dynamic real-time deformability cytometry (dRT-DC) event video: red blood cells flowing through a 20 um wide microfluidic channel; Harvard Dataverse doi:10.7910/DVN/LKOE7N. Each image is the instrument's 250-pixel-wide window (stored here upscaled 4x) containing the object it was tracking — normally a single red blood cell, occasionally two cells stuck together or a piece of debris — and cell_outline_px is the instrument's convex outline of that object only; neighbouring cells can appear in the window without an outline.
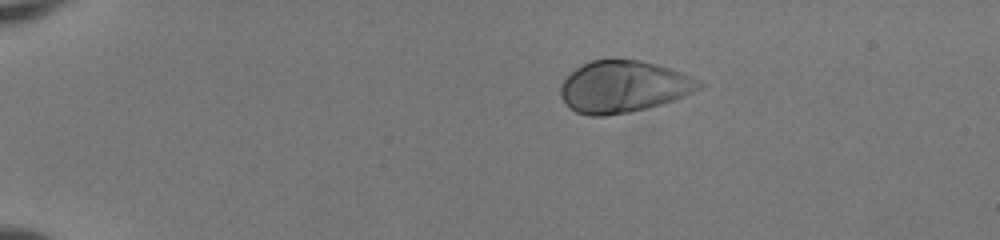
{"species": "human", "species_latin": "Homo sapiens", "temperature_condition": "room temperature", "stored_images_in_passage": 43, "camera_frame_rate_fps": 3000, "um_per_image_px": 0.085, "donor": {"sex": "female"}, "frame": {"image": 1, "passage_image": 1, "time_ms": 0.0, "image_size_px": [1000, 240], "cell_outline_px": [[704, 84], [700, 88], [684, 96], [648, 108], [628, 112], [604, 116], [588, 116], [576, 112], [560, 96], [560, 88], [564, 80], [576, 68], [592, 60], [640, 60], [656, 64], [680, 72], [700, 80]], "centroid_in_image_um": [52.99, 7.37], "position_along_channel_um": 32.0, "area_um2": 41.27}}
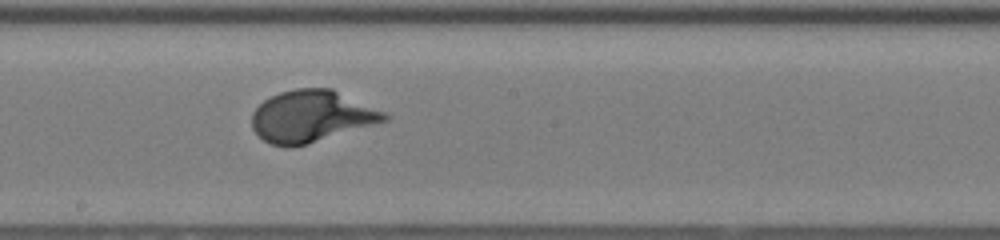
{"frame": {"image": 2, "passage_image": 22, "time_ms": 7.0, "image_size_px": [1000, 240], "cell_outline_px": [[388, 120], [304, 144], [288, 148], [272, 144], [264, 140], [252, 128], [252, 112], [264, 100], [280, 92], [296, 88], [332, 88], [384, 112], [388, 116]], "centroid_in_image_um": [26.43, 9.87], "position_along_channel_um": 221.8, "area_um2": 39.25}}
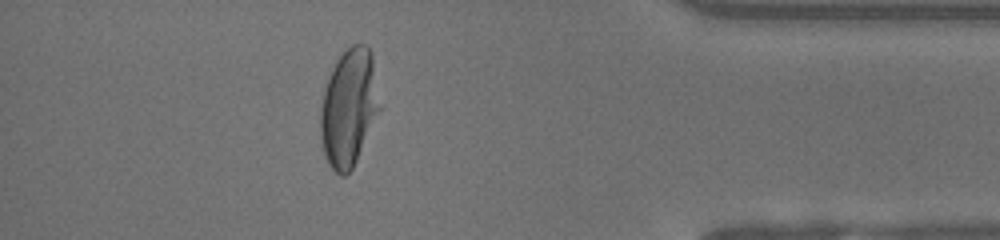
{"frame": {"image": 3, "passage_image": 38, "time_ms": 12.333, "image_size_px": [1000, 240], "cell_outline_px": [[380, 108], [356, 160], [352, 168], [344, 176], [340, 176], [328, 164], [324, 156], [320, 136], [320, 108], [324, 88], [332, 68], [336, 60], [352, 44], [368, 44], [372, 56]], "centroid_in_image_um": [29.62, 9.15], "position_along_channel_um": 405.6, "area_um2": 40.11}, "authors_computed_cell_mechanics": {"area_um2": 39.8242, "velocity_mm_per_s": 3.9571, "shape_relaxation_time_tau1_ms": 2.6467, "shape_relaxation_time_tau2_ms": null, "deformation_change_tau1": 0.1989, "deformation_change_tau2": null}}